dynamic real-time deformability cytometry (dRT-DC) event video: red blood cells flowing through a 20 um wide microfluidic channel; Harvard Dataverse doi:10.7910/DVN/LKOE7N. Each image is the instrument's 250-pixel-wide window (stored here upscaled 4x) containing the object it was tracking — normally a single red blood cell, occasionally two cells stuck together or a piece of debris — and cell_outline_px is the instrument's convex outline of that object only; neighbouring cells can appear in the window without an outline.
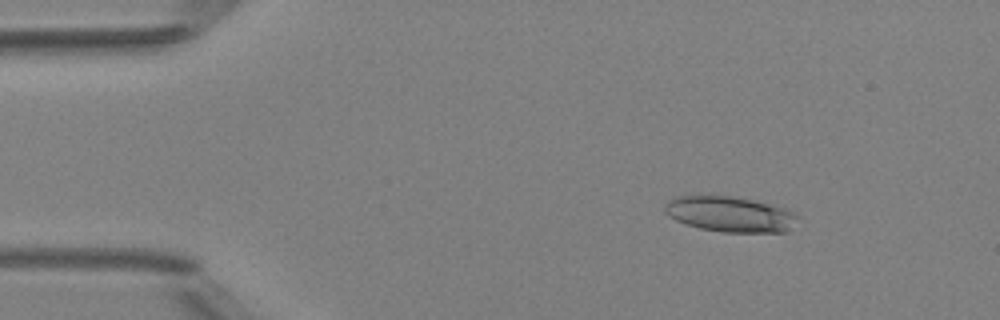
{"species": "Egyptian fruit bat (a non-hibernating species)", "species_latin": "Rousettus aegyptiacus", "temperature_condition": "room temperature", "stored_images_in_passage": 4, "camera_frame_rate_fps": 3000, "um_per_image_px": 0.085, "animal": {"sex": "female"}, "frame": {"image": 1, "passage_image": 2, "time_ms": 1.333, "image_size_px": [1000, 320], "cell_outline_px": [[800, 216], [788, 232], [724, 232], [700, 228], [684, 224], [668, 216], [664, 212], [664, 208], [676, 196], [732, 196], [776, 204], [788, 208]], "centroid_in_image_um": [62.13, 18.21], "position_along_channel_um": 22.9, "area_um2": 27.69}}